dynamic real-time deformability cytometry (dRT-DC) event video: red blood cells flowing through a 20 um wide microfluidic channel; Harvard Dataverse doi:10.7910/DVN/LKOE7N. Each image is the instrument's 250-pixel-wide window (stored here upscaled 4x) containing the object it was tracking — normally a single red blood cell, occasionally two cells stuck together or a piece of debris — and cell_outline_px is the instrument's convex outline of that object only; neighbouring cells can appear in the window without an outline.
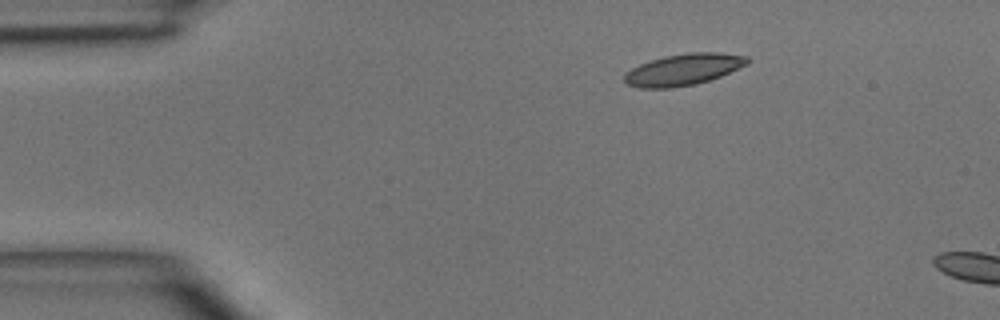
{"species": "common noctule bat (a hibernating species)", "species_latin": "Nyctalus noctula", "temperature_condition": "room temperature", "stored_images_in_passage": 3, "camera_frame_rate_fps": 3000, "um_per_image_px": 0.085, "animal": {"sex": "male", "body_mass_g": 15.6}, "frame": {"image": 1, "passage_image": 1, "time_ms": 0.0, "image_size_px": [1000, 320], "cell_outline_px": [[748, 64], [720, 76], [696, 84], [672, 88], [640, 88], [624, 84], [624, 72], [640, 64], [664, 56], [688, 52], [720, 52], [748, 56]], "centroid_in_image_um": [58.06, 5.91], "position_along_channel_um": 26.9, "area_um2": 22.66}}